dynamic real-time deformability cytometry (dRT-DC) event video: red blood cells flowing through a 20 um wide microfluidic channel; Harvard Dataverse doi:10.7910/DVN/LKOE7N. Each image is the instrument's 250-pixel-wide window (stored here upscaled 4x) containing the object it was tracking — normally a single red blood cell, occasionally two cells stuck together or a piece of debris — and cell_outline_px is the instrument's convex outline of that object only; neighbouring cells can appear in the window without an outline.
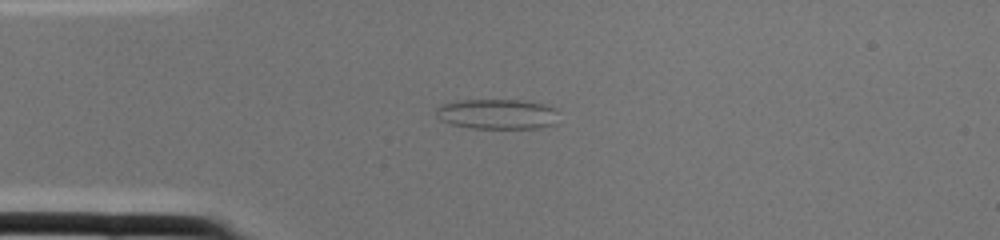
{"species": "common noctule bat (a hibernating species)", "species_latin": "Nyctalus noctula", "temperature_condition": "cold", "stored_images_in_passage": 1, "camera_frame_rate_fps": 3000, "um_per_image_px": 0.085, "animal": {"sex": "female", "body_mass_g": 22.0, "forearm_length_mm": 56.7}, "frame": {"image": 1, "passage_image": 1, "time_ms": 0.0, "image_size_px": [1000, 240], "cell_outline_px": [[556, 124], [540, 128], [472, 128], [452, 124], [440, 120], [436, 116], [436, 108], [440, 104], [460, 100], [524, 100], [544, 104], [556, 108]], "centroid_in_image_um": [42.26, 9.69], "position_along_channel_um": 42.7, "area_um2": 21.68}}